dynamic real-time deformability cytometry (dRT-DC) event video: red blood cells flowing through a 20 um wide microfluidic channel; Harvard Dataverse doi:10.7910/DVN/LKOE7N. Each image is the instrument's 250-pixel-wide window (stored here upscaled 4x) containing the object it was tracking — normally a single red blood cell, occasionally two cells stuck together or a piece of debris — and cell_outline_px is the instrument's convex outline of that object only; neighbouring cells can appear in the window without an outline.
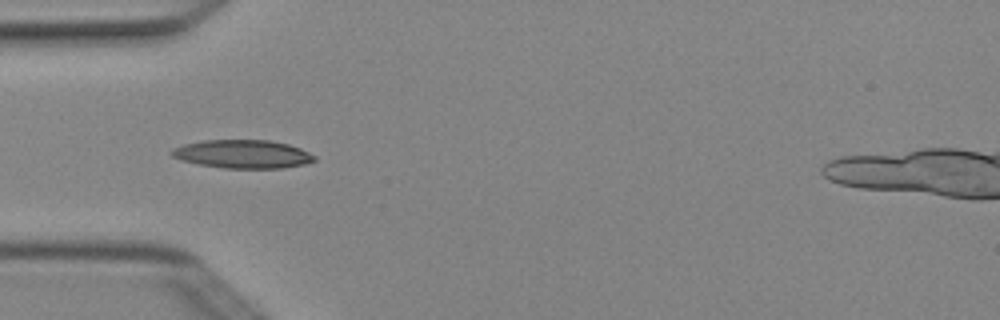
{"species": "Egyptian fruit bat (a non-hibernating species)", "species_latin": "Rousettus aegyptiacus", "temperature_condition": "cold", "stored_images_in_passage": 7, "camera_frame_rate_fps": 3000, "um_per_image_px": 0.085, "animal": {"sex": "female"}, "frame": {"image": 1, "passage_image": 3, "time_ms": 0.667, "image_size_px": [1000, 320], "cell_outline_px": [[316, 160], [304, 164], [284, 168], [224, 168], [196, 164], [180, 160], [172, 156], [168, 152], [172, 148], [184, 144], [204, 140], [268, 140], [288, 144], [300, 148], [316, 156]], "centroid_in_image_um": [20.59, 13.1], "position_along_channel_um": 64.4, "area_um2": 23.76}}
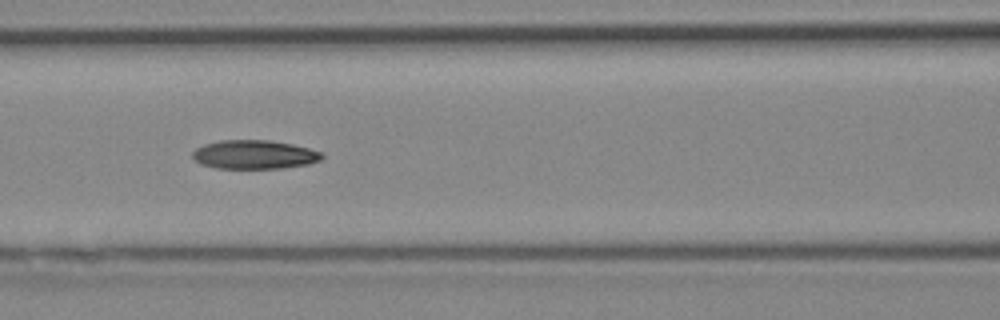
{"frame": {"image": 2, "passage_image": 5, "time_ms": 1.333, "image_size_px": [1000, 320], "cell_outline_px": [[324, 156], [320, 160], [308, 164], [280, 168], [216, 168], [200, 164], [192, 156], [192, 152], [196, 148], [204, 144], [220, 140], [268, 140], [292, 144], [324, 152]], "centroid_in_image_um": [21.62, 13.13], "position_along_channel_um": 145.0, "area_um2": 21.73}}
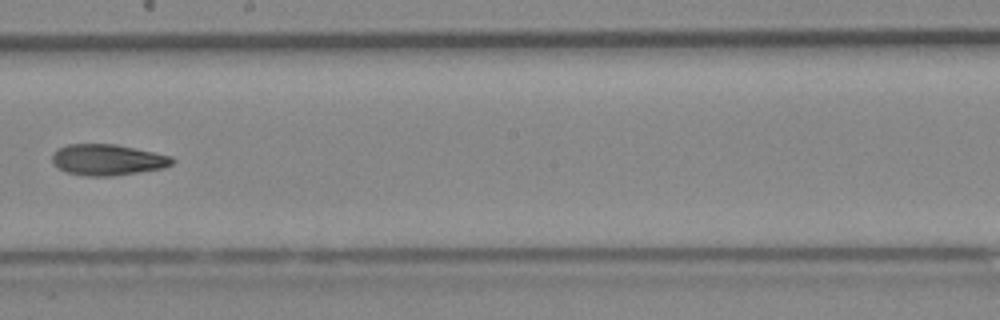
{"frame": {"image": 3, "passage_image": 7, "time_ms": 2.0, "image_size_px": [1000, 320], "cell_outline_px": [[176, 160], [172, 164], [164, 168], [112, 176], [84, 176], [64, 172], [56, 168], [52, 164], [52, 152], [68, 144], [116, 144], [172, 156]], "centroid_in_image_um": [9.11, 13.59], "position_along_channel_um": 239.1, "area_um2": 21.96}}